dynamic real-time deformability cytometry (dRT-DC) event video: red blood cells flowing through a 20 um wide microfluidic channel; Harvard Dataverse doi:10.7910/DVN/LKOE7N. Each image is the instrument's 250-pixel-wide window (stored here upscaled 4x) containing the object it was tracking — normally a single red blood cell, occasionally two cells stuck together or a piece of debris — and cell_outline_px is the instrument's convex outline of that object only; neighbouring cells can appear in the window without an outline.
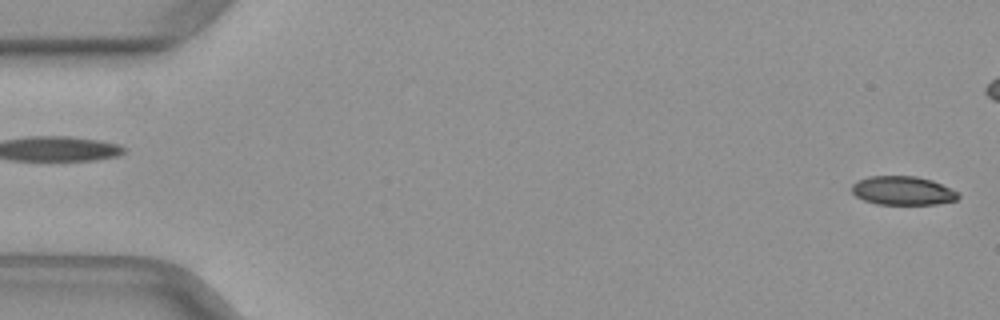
{"species": "common noctule bat (a hibernating species)", "species_latin": "Nyctalus noctula", "temperature_condition": "warm", "stored_images_in_passage": 18, "camera_frame_rate_fps": 3000, "um_per_image_px": 0.085, "animal": {"sex": "female", "body_mass_g": 29.2, "forearm_length_mm": 56.3}, "frame": {"image": 1, "passage_image": 2, "time_ms": 0.333, "image_size_px": [1000, 320], "cell_outline_px": [[960, 196], [956, 200], [936, 204], [876, 204], [864, 200], [856, 196], [852, 192], [852, 184], [868, 176], [916, 176], [932, 180], [956, 192]], "centroid_in_image_um": [76.71, 16.2], "position_along_channel_um": 8.3, "area_um2": 17.63}}